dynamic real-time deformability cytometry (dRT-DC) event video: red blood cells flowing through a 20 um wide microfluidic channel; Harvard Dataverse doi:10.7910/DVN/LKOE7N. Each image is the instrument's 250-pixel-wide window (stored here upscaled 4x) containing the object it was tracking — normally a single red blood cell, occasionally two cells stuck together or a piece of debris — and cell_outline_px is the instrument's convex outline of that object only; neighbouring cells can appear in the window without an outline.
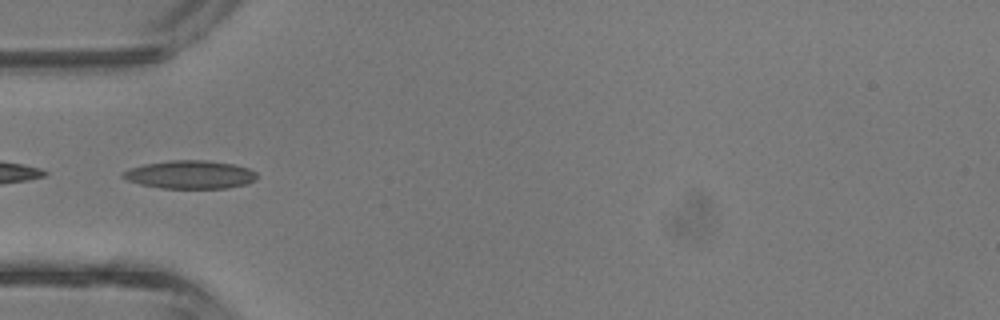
{"species": "common noctule bat (a hibernating species)", "species_latin": "Nyctalus noctula", "temperature_condition": "room temperature", "stored_images_in_passage": 3, "camera_frame_rate_fps": 3000, "um_per_image_px": 0.085, "animal": {"sex": "male", "body_mass_g": 13.3}, "frame": {"image": 1, "passage_image": 3, "time_ms": 0.667, "image_size_px": [1000, 320], "cell_outline_px": [[256, 180], [244, 184], [228, 188], [160, 188], [140, 184], [128, 180], [120, 176], [124, 172], [132, 168], [144, 164], [168, 160], [208, 160], [236, 164], [248, 168], [256, 172]], "centroid_in_image_um": [16.18, 14.83], "position_along_channel_um": 68.8, "area_um2": 22.02}}